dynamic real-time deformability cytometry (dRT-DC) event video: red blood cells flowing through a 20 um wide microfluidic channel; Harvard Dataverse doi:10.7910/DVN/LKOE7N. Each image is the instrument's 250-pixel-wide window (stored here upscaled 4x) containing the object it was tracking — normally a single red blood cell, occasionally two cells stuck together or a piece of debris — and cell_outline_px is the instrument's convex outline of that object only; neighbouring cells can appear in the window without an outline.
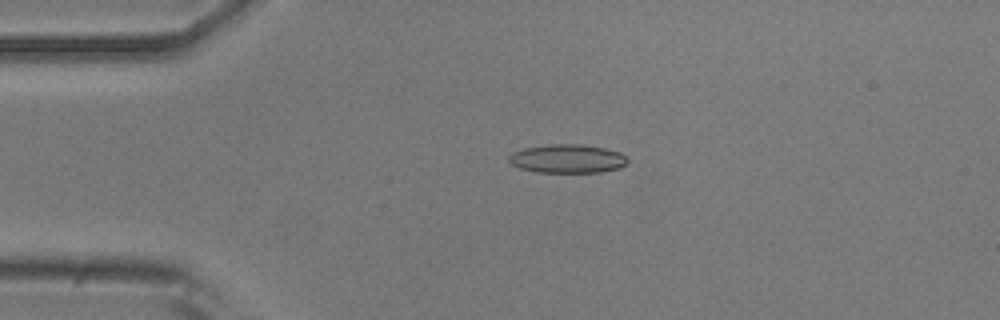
{"species": "common noctule bat (a hibernating species)", "species_latin": "Nyctalus noctula", "temperature_condition": "room temperature", "stored_images_in_passage": 54, "camera_frame_rate_fps": 3000, "um_per_image_px": 0.085, "animal": {"sex": "male", "body_mass_g": 20.5, "forearm_length_mm": 52.5}, "frame": {"image": 1, "passage_image": 12, "time_ms": 3.667, "image_size_px": [1000, 320], "cell_outline_px": [[628, 164], [620, 168], [600, 172], [536, 172], [520, 168], [512, 164], [508, 160], [508, 156], [512, 152], [524, 148], [548, 144], [580, 144], [604, 148], [620, 152], [628, 160]], "centroid_in_image_um": [48.23, 13.49], "position_along_channel_um": 36.8, "area_um2": 19.88}}
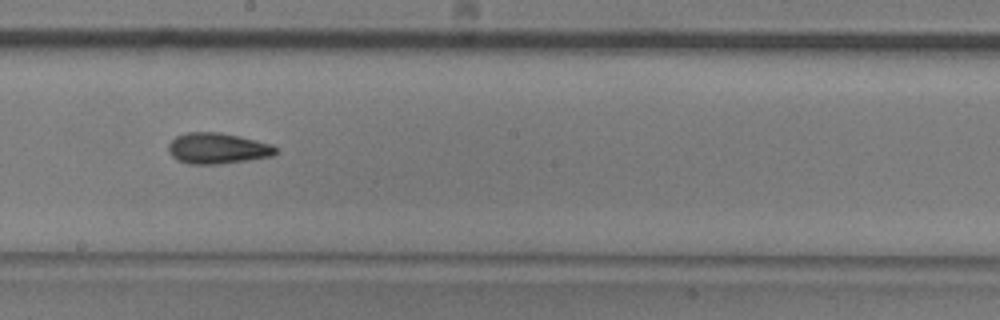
{"frame": {"image": 2, "passage_image": 30, "time_ms": 9.667, "image_size_px": [1000, 320], "cell_outline_px": [[280, 152], [272, 156], [248, 160], [216, 164], [188, 164], [176, 160], [168, 152], [168, 144], [176, 136], [188, 132], [220, 132], [240, 136], [272, 144]], "centroid_in_image_um": [18.49, 12.61], "position_along_channel_um": 229.7, "area_um2": 19.48}}
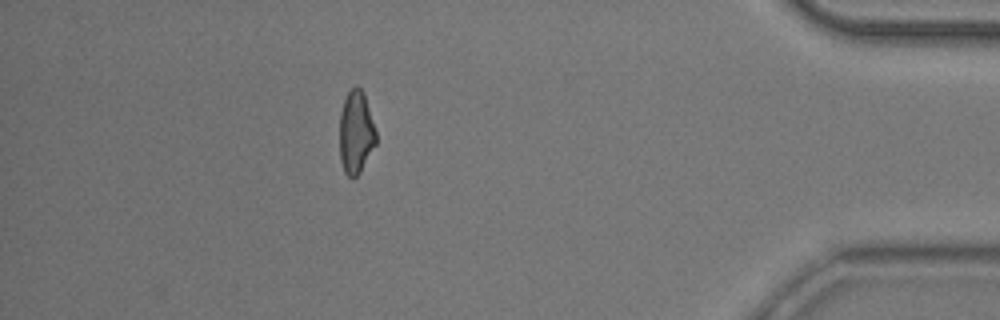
{"frame": {"image": 3, "passage_image": 48, "time_ms": 15.667, "image_size_px": [1000, 320], "cell_outline_px": [[376, 144], [360, 172], [352, 180], [344, 172], [340, 160], [340, 112], [344, 100], [348, 92], [356, 84], [364, 92], [376, 132]], "centroid_in_image_um": [30.25, 11.26], "position_along_channel_um": 405.0, "area_um2": 17.69}, "authors_computed_cell_mechanics": {"area_um2": 19.0451, "velocity_mm_per_s": 3.7217, "shape_relaxation_time_tau1_ms": null, "shape_relaxation_time_tau2_ms": 2.5351, "deformation_change_tau1": null, "deformation_change_tau2": 0.1052}}